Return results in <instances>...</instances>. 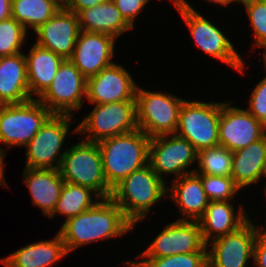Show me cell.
Instances as JSON below:
<instances>
[{"label": "cell", "instance_id": "cell-1", "mask_svg": "<svg viewBox=\"0 0 266 267\" xmlns=\"http://www.w3.org/2000/svg\"><path fill=\"white\" fill-rule=\"evenodd\" d=\"M133 228L134 225L122 209L111 198H106L100 199L85 212L65 220L59 234L69 254L86 244L123 236Z\"/></svg>", "mask_w": 266, "mask_h": 267}, {"label": "cell", "instance_id": "cell-2", "mask_svg": "<svg viewBox=\"0 0 266 267\" xmlns=\"http://www.w3.org/2000/svg\"><path fill=\"white\" fill-rule=\"evenodd\" d=\"M150 140L142 130L136 129L98 142L103 173L111 188L148 164Z\"/></svg>", "mask_w": 266, "mask_h": 267}, {"label": "cell", "instance_id": "cell-3", "mask_svg": "<svg viewBox=\"0 0 266 267\" xmlns=\"http://www.w3.org/2000/svg\"><path fill=\"white\" fill-rule=\"evenodd\" d=\"M166 184V181L160 179L147 164L114 186L110 198L136 226V223L148 217L153 205H156L163 196L167 198Z\"/></svg>", "mask_w": 266, "mask_h": 267}, {"label": "cell", "instance_id": "cell-4", "mask_svg": "<svg viewBox=\"0 0 266 267\" xmlns=\"http://www.w3.org/2000/svg\"><path fill=\"white\" fill-rule=\"evenodd\" d=\"M63 180L94 191L101 199L110 198L112 188L108 185L104 173L98 142L81 139L69 146L59 168Z\"/></svg>", "mask_w": 266, "mask_h": 267}, {"label": "cell", "instance_id": "cell-5", "mask_svg": "<svg viewBox=\"0 0 266 267\" xmlns=\"http://www.w3.org/2000/svg\"><path fill=\"white\" fill-rule=\"evenodd\" d=\"M185 21L198 49L203 53L227 64L240 74L244 73L245 62L233 43L212 21L204 18L186 0H171ZM212 22V23H211Z\"/></svg>", "mask_w": 266, "mask_h": 267}, {"label": "cell", "instance_id": "cell-6", "mask_svg": "<svg viewBox=\"0 0 266 267\" xmlns=\"http://www.w3.org/2000/svg\"><path fill=\"white\" fill-rule=\"evenodd\" d=\"M135 100L138 129L150 138L175 134L179 110L185 99L171 92H151L138 86Z\"/></svg>", "mask_w": 266, "mask_h": 267}, {"label": "cell", "instance_id": "cell-7", "mask_svg": "<svg viewBox=\"0 0 266 267\" xmlns=\"http://www.w3.org/2000/svg\"><path fill=\"white\" fill-rule=\"evenodd\" d=\"M53 115L37 98L20 104L0 105V144L5 152L26 146Z\"/></svg>", "mask_w": 266, "mask_h": 267}, {"label": "cell", "instance_id": "cell-8", "mask_svg": "<svg viewBox=\"0 0 266 267\" xmlns=\"http://www.w3.org/2000/svg\"><path fill=\"white\" fill-rule=\"evenodd\" d=\"M92 105H94L93 110L85 115L84 119L72 131L81 134L83 140L99 142L105 138L138 129L136 101Z\"/></svg>", "mask_w": 266, "mask_h": 267}, {"label": "cell", "instance_id": "cell-9", "mask_svg": "<svg viewBox=\"0 0 266 267\" xmlns=\"http://www.w3.org/2000/svg\"><path fill=\"white\" fill-rule=\"evenodd\" d=\"M220 116L221 102L184 100L175 134L187 139L197 152L218 146Z\"/></svg>", "mask_w": 266, "mask_h": 267}, {"label": "cell", "instance_id": "cell-10", "mask_svg": "<svg viewBox=\"0 0 266 267\" xmlns=\"http://www.w3.org/2000/svg\"><path fill=\"white\" fill-rule=\"evenodd\" d=\"M73 115L53 114L39 132L25 146V168L59 169L66 152L63 143L67 139Z\"/></svg>", "mask_w": 266, "mask_h": 267}, {"label": "cell", "instance_id": "cell-11", "mask_svg": "<svg viewBox=\"0 0 266 267\" xmlns=\"http://www.w3.org/2000/svg\"><path fill=\"white\" fill-rule=\"evenodd\" d=\"M197 161V151L187 140L176 134L152 137L149 143L148 164L160 179L163 175H175V179L194 173L187 169Z\"/></svg>", "mask_w": 266, "mask_h": 267}, {"label": "cell", "instance_id": "cell-12", "mask_svg": "<svg viewBox=\"0 0 266 267\" xmlns=\"http://www.w3.org/2000/svg\"><path fill=\"white\" fill-rule=\"evenodd\" d=\"M87 79L69 60L64 59L51 85L38 98L53 114L73 115L86 100Z\"/></svg>", "mask_w": 266, "mask_h": 267}, {"label": "cell", "instance_id": "cell-13", "mask_svg": "<svg viewBox=\"0 0 266 267\" xmlns=\"http://www.w3.org/2000/svg\"><path fill=\"white\" fill-rule=\"evenodd\" d=\"M198 221L176 220L167 225L137 258H162L175 254L207 252Z\"/></svg>", "mask_w": 266, "mask_h": 267}, {"label": "cell", "instance_id": "cell-14", "mask_svg": "<svg viewBox=\"0 0 266 267\" xmlns=\"http://www.w3.org/2000/svg\"><path fill=\"white\" fill-rule=\"evenodd\" d=\"M253 223L249 218L237 230L208 243V267H247L257 237Z\"/></svg>", "mask_w": 266, "mask_h": 267}, {"label": "cell", "instance_id": "cell-15", "mask_svg": "<svg viewBox=\"0 0 266 267\" xmlns=\"http://www.w3.org/2000/svg\"><path fill=\"white\" fill-rule=\"evenodd\" d=\"M232 102H221L219 145L232 152L245 148L266 134V127L246 108L233 107Z\"/></svg>", "mask_w": 266, "mask_h": 267}, {"label": "cell", "instance_id": "cell-16", "mask_svg": "<svg viewBox=\"0 0 266 267\" xmlns=\"http://www.w3.org/2000/svg\"><path fill=\"white\" fill-rule=\"evenodd\" d=\"M137 87L129 71L113 63L87 79L86 100L90 104L136 101Z\"/></svg>", "mask_w": 266, "mask_h": 267}, {"label": "cell", "instance_id": "cell-17", "mask_svg": "<svg viewBox=\"0 0 266 267\" xmlns=\"http://www.w3.org/2000/svg\"><path fill=\"white\" fill-rule=\"evenodd\" d=\"M117 38L97 32L80 31L69 60L88 79L112 65Z\"/></svg>", "mask_w": 266, "mask_h": 267}, {"label": "cell", "instance_id": "cell-18", "mask_svg": "<svg viewBox=\"0 0 266 267\" xmlns=\"http://www.w3.org/2000/svg\"><path fill=\"white\" fill-rule=\"evenodd\" d=\"M80 31L78 15L62 7L34 31L35 36L37 35L35 43L64 59H69L75 49Z\"/></svg>", "mask_w": 266, "mask_h": 267}, {"label": "cell", "instance_id": "cell-19", "mask_svg": "<svg viewBox=\"0 0 266 267\" xmlns=\"http://www.w3.org/2000/svg\"><path fill=\"white\" fill-rule=\"evenodd\" d=\"M232 202L210 201L203 216L198 220L206 245L237 230L249 219L247 211L242 206L236 214Z\"/></svg>", "mask_w": 266, "mask_h": 267}, {"label": "cell", "instance_id": "cell-20", "mask_svg": "<svg viewBox=\"0 0 266 267\" xmlns=\"http://www.w3.org/2000/svg\"><path fill=\"white\" fill-rule=\"evenodd\" d=\"M24 169L23 183L30 192L32 205L40 207L44 217H49L56 207L65 182L59 169Z\"/></svg>", "mask_w": 266, "mask_h": 267}, {"label": "cell", "instance_id": "cell-21", "mask_svg": "<svg viewBox=\"0 0 266 267\" xmlns=\"http://www.w3.org/2000/svg\"><path fill=\"white\" fill-rule=\"evenodd\" d=\"M170 186L167 198L173 199L183 216L178 220L198 221L210 202L201 178L195 173L187 174L174 179Z\"/></svg>", "mask_w": 266, "mask_h": 267}, {"label": "cell", "instance_id": "cell-22", "mask_svg": "<svg viewBox=\"0 0 266 267\" xmlns=\"http://www.w3.org/2000/svg\"><path fill=\"white\" fill-rule=\"evenodd\" d=\"M31 99L25 54L0 57V105L20 104Z\"/></svg>", "mask_w": 266, "mask_h": 267}, {"label": "cell", "instance_id": "cell-23", "mask_svg": "<svg viewBox=\"0 0 266 267\" xmlns=\"http://www.w3.org/2000/svg\"><path fill=\"white\" fill-rule=\"evenodd\" d=\"M68 255L59 232L51 240H42L17 249L0 259L5 267H52Z\"/></svg>", "mask_w": 266, "mask_h": 267}, {"label": "cell", "instance_id": "cell-24", "mask_svg": "<svg viewBox=\"0 0 266 267\" xmlns=\"http://www.w3.org/2000/svg\"><path fill=\"white\" fill-rule=\"evenodd\" d=\"M25 60L30 96L38 99L51 85L64 58L35 43Z\"/></svg>", "mask_w": 266, "mask_h": 267}, {"label": "cell", "instance_id": "cell-25", "mask_svg": "<svg viewBox=\"0 0 266 267\" xmlns=\"http://www.w3.org/2000/svg\"><path fill=\"white\" fill-rule=\"evenodd\" d=\"M266 163V134L247 147L233 152L232 176L241 190L259 182L263 177Z\"/></svg>", "mask_w": 266, "mask_h": 267}, {"label": "cell", "instance_id": "cell-26", "mask_svg": "<svg viewBox=\"0 0 266 267\" xmlns=\"http://www.w3.org/2000/svg\"><path fill=\"white\" fill-rule=\"evenodd\" d=\"M77 15L81 31L105 33L118 38L133 29L123 19L112 0L86 8Z\"/></svg>", "mask_w": 266, "mask_h": 267}, {"label": "cell", "instance_id": "cell-27", "mask_svg": "<svg viewBox=\"0 0 266 267\" xmlns=\"http://www.w3.org/2000/svg\"><path fill=\"white\" fill-rule=\"evenodd\" d=\"M62 7L60 0H11L12 17L27 31L31 28L35 31Z\"/></svg>", "mask_w": 266, "mask_h": 267}, {"label": "cell", "instance_id": "cell-28", "mask_svg": "<svg viewBox=\"0 0 266 267\" xmlns=\"http://www.w3.org/2000/svg\"><path fill=\"white\" fill-rule=\"evenodd\" d=\"M100 199L94 191L87 187L64 182L59 200L49 218H54L58 213L65 216L67 220L92 208Z\"/></svg>", "mask_w": 266, "mask_h": 267}, {"label": "cell", "instance_id": "cell-29", "mask_svg": "<svg viewBox=\"0 0 266 267\" xmlns=\"http://www.w3.org/2000/svg\"><path fill=\"white\" fill-rule=\"evenodd\" d=\"M233 152L218 145L197 152V175L232 176Z\"/></svg>", "mask_w": 266, "mask_h": 267}, {"label": "cell", "instance_id": "cell-30", "mask_svg": "<svg viewBox=\"0 0 266 267\" xmlns=\"http://www.w3.org/2000/svg\"><path fill=\"white\" fill-rule=\"evenodd\" d=\"M27 33L13 17L0 21V57L21 53Z\"/></svg>", "mask_w": 266, "mask_h": 267}, {"label": "cell", "instance_id": "cell-31", "mask_svg": "<svg viewBox=\"0 0 266 267\" xmlns=\"http://www.w3.org/2000/svg\"><path fill=\"white\" fill-rule=\"evenodd\" d=\"M133 260L139 267H208L207 252L175 254L162 258ZM142 259V260H141Z\"/></svg>", "mask_w": 266, "mask_h": 267}, {"label": "cell", "instance_id": "cell-32", "mask_svg": "<svg viewBox=\"0 0 266 267\" xmlns=\"http://www.w3.org/2000/svg\"><path fill=\"white\" fill-rule=\"evenodd\" d=\"M210 201H231L240 189L231 177L198 175Z\"/></svg>", "mask_w": 266, "mask_h": 267}, {"label": "cell", "instance_id": "cell-33", "mask_svg": "<svg viewBox=\"0 0 266 267\" xmlns=\"http://www.w3.org/2000/svg\"><path fill=\"white\" fill-rule=\"evenodd\" d=\"M254 30V48H266V0H252L242 4Z\"/></svg>", "mask_w": 266, "mask_h": 267}, {"label": "cell", "instance_id": "cell-34", "mask_svg": "<svg viewBox=\"0 0 266 267\" xmlns=\"http://www.w3.org/2000/svg\"><path fill=\"white\" fill-rule=\"evenodd\" d=\"M247 110L266 127V77H263L250 94Z\"/></svg>", "mask_w": 266, "mask_h": 267}, {"label": "cell", "instance_id": "cell-35", "mask_svg": "<svg viewBox=\"0 0 266 267\" xmlns=\"http://www.w3.org/2000/svg\"><path fill=\"white\" fill-rule=\"evenodd\" d=\"M123 19L134 28L135 18L141 13L150 0H112Z\"/></svg>", "mask_w": 266, "mask_h": 267}, {"label": "cell", "instance_id": "cell-36", "mask_svg": "<svg viewBox=\"0 0 266 267\" xmlns=\"http://www.w3.org/2000/svg\"><path fill=\"white\" fill-rule=\"evenodd\" d=\"M107 1L110 0H65L63 2V7L77 15L86 8L94 7Z\"/></svg>", "mask_w": 266, "mask_h": 267}, {"label": "cell", "instance_id": "cell-37", "mask_svg": "<svg viewBox=\"0 0 266 267\" xmlns=\"http://www.w3.org/2000/svg\"><path fill=\"white\" fill-rule=\"evenodd\" d=\"M253 262L257 267H266V240L256 237Z\"/></svg>", "mask_w": 266, "mask_h": 267}, {"label": "cell", "instance_id": "cell-38", "mask_svg": "<svg viewBox=\"0 0 266 267\" xmlns=\"http://www.w3.org/2000/svg\"><path fill=\"white\" fill-rule=\"evenodd\" d=\"M11 17V0H0V21Z\"/></svg>", "mask_w": 266, "mask_h": 267}, {"label": "cell", "instance_id": "cell-39", "mask_svg": "<svg viewBox=\"0 0 266 267\" xmlns=\"http://www.w3.org/2000/svg\"><path fill=\"white\" fill-rule=\"evenodd\" d=\"M6 152L3 150V148L0 147V186L3 185V187H8L6 184L5 176H4V159L6 156ZM7 185V186H6Z\"/></svg>", "mask_w": 266, "mask_h": 267}, {"label": "cell", "instance_id": "cell-40", "mask_svg": "<svg viewBox=\"0 0 266 267\" xmlns=\"http://www.w3.org/2000/svg\"><path fill=\"white\" fill-rule=\"evenodd\" d=\"M266 226V225H265ZM264 225H262L260 227L259 226H255L254 224V228H255V231H256V236L260 239H263V240H266V227Z\"/></svg>", "mask_w": 266, "mask_h": 267}, {"label": "cell", "instance_id": "cell-41", "mask_svg": "<svg viewBox=\"0 0 266 267\" xmlns=\"http://www.w3.org/2000/svg\"><path fill=\"white\" fill-rule=\"evenodd\" d=\"M206 1L218 4L221 6H228L229 4L234 2V0H206Z\"/></svg>", "mask_w": 266, "mask_h": 267}, {"label": "cell", "instance_id": "cell-42", "mask_svg": "<svg viewBox=\"0 0 266 267\" xmlns=\"http://www.w3.org/2000/svg\"><path fill=\"white\" fill-rule=\"evenodd\" d=\"M124 265H127L129 267H139L136 263H134L132 260H128L123 262Z\"/></svg>", "mask_w": 266, "mask_h": 267}, {"label": "cell", "instance_id": "cell-43", "mask_svg": "<svg viewBox=\"0 0 266 267\" xmlns=\"http://www.w3.org/2000/svg\"><path fill=\"white\" fill-rule=\"evenodd\" d=\"M262 54H263L262 58H263V64H264L263 66H264V69L266 70V48ZM264 77H266V75Z\"/></svg>", "mask_w": 266, "mask_h": 267}, {"label": "cell", "instance_id": "cell-44", "mask_svg": "<svg viewBox=\"0 0 266 267\" xmlns=\"http://www.w3.org/2000/svg\"><path fill=\"white\" fill-rule=\"evenodd\" d=\"M252 1V0H234V3L243 4L245 2Z\"/></svg>", "mask_w": 266, "mask_h": 267}, {"label": "cell", "instance_id": "cell-45", "mask_svg": "<svg viewBox=\"0 0 266 267\" xmlns=\"http://www.w3.org/2000/svg\"><path fill=\"white\" fill-rule=\"evenodd\" d=\"M263 177L266 178V163H265V168H264V172H263Z\"/></svg>", "mask_w": 266, "mask_h": 267}, {"label": "cell", "instance_id": "cell-46", "mask_svg": "<svg viewBox=\"0 0 266 267\" xmlns=\"http://www.w3.org/2000/svg\"><path fill=\"white\" fill-rule=\"evenodd\" d=\"M266 183V182H265ZM264 193H265V196H266V184H265V188H264Z\"/></svg>", "mask_w": 266, "mask_h": 267}]
</instances>
